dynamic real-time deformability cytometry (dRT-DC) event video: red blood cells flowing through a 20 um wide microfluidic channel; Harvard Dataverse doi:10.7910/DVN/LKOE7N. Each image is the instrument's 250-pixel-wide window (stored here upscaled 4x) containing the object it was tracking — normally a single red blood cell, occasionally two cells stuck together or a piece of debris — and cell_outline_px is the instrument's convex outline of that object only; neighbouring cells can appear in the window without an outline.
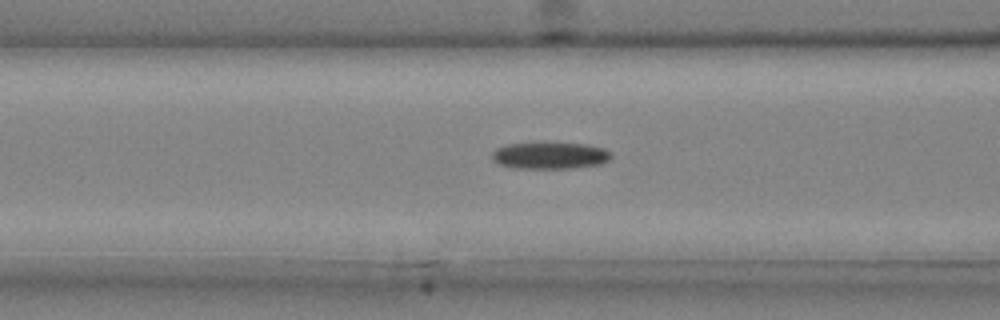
{"species": "common noctule bat (a hibernating species)", "species_latin": "Nyctalus noctula", "temperature_condition": "cold", "stored_images_in_passage": 42, "camera_frame_rate_fps": 3000, "um_per_image_px": 0.085, "animal": {"sex": "male", "body_mass_g": 20.4}, "frame": {"image": 1, "passage_image": 17, "time_ms": 5.333, "image_size_px": [1000, 320], "cell_outline_px": [[612, 160], [604, 164], [572, 168], [512, 168], [496, 164], [492, 160], [492, 152], [496, 148], [508, 144], [588, 144], [604, 148], [612, 152]], "centroid_in_image_um": [46.79, 13.25], "position_along_channel_um": 119.8, "area_um2": 18.67}}
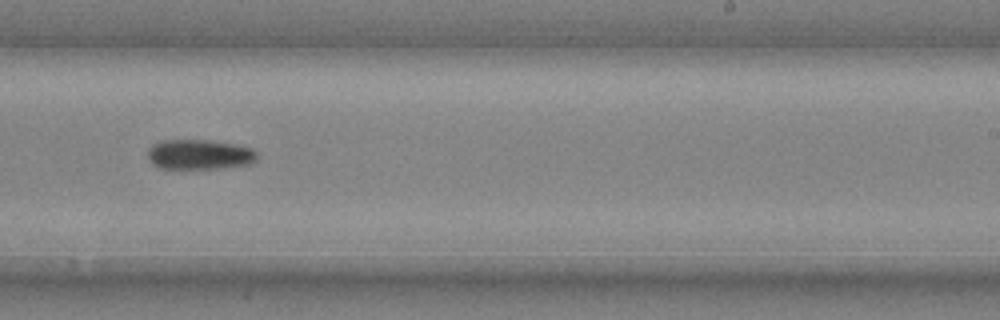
{"frame": {"image": 2, "passage_image": 27, "time_ms": 8.667, "image_size_px": [1000, 320], "cell_outline_px": [[256, 160], [252, 164], [224, 168], [156, 168], [148, 160], [148, 148], [152, 144], [160, 140], [208, 140], [236, 144], [252, 148], [256, 152]], "centroid_in_image_um": [16.93, 13.13], "position_along_channel_um": 272.1, "area_um2": 19.36}}
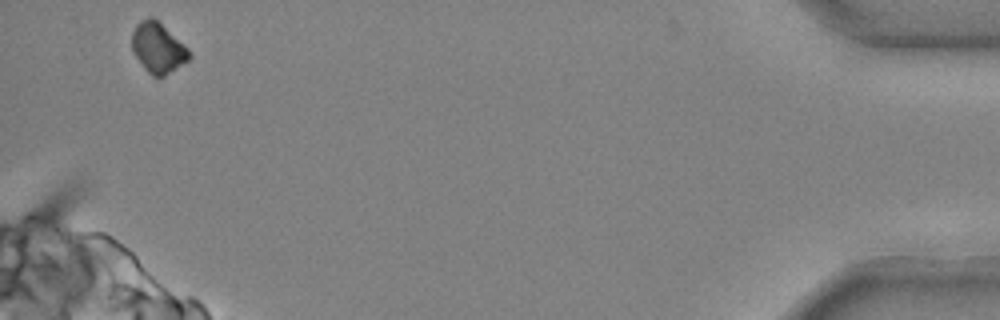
{"frame": {"image": 3, "passage_image": 41, "time_ms": 13.333, "image_size_px": [1000, 320], "cell_outline_px": [[192, 56], [188, 60], [164, 76], [152, 76], [144, 68], [136, 56], [132, 48], [132, 32], [136, 24], [140, 20], [148, 16], [152, 16], [188, 48]], "centroid_in_image_um": [13.41, 4.05], "position_along_channel_um": 421.8, "area_um2": 16.53}}